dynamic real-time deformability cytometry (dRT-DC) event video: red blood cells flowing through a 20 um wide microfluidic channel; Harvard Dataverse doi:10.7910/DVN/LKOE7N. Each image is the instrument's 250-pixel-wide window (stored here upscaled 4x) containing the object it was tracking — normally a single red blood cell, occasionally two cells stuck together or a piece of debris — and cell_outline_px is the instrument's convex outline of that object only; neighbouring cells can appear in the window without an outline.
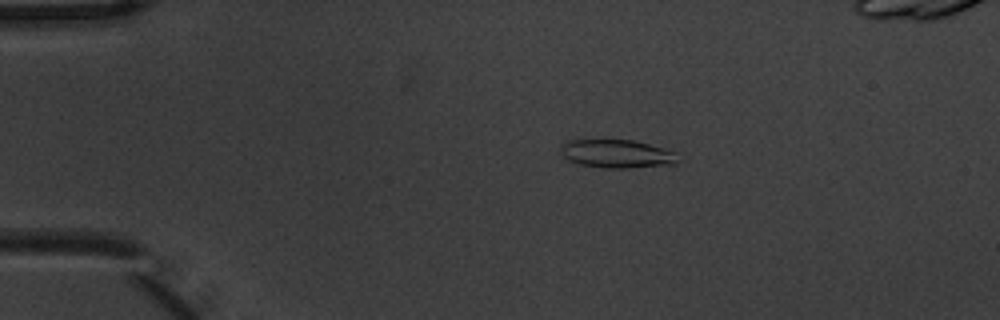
{"species": "common noctule bat (a hibernating species)", "species_latin": "Nyctalus noctula", "temperature_condition": "warm", "stored_images_in_passage": 7, "camera_frame_rate_fps": 3000, "um_per_image_px": 0.085, "animal": {"sex": "male", "body_mass_g": 20.1, "forearm_length_mm": 53.5}, "frame": {"image": 1, "passage_image": 3, "time_ms": 0.667, "image_size_px": [1000, 320], "cell_outline_px": [[676, 164], [628, 168], [604, 168], [580, 164], [568, 160], [560, 152], [560, 144], [568, 140], [632, 140], [648, 144], [676, 152]], "centroid_in_image_um": [52.39, 13.07], "position_along_channel_um": 32.6, "area_um2": 19.25}}
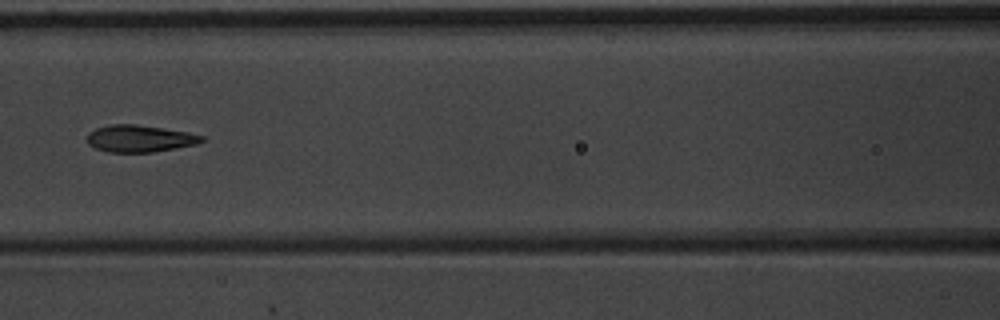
{"frame": {"image": 2, "passage_image": 7, "time_ms": 2.0, "image_size_px": [1000, 320], "cell_outline_px": [[204, 140], [196, 144], [176, 148], [152, 152], [108, 152], [96, 148], [88, 144], [88, 132], [96, 128], [108, 124], [136, 124], [188, 132], [204, 136]], "centroid_in_image_um": [11.86, 11.77], "position_along_channel_um": 154.7, "area_um2": 17.98}}